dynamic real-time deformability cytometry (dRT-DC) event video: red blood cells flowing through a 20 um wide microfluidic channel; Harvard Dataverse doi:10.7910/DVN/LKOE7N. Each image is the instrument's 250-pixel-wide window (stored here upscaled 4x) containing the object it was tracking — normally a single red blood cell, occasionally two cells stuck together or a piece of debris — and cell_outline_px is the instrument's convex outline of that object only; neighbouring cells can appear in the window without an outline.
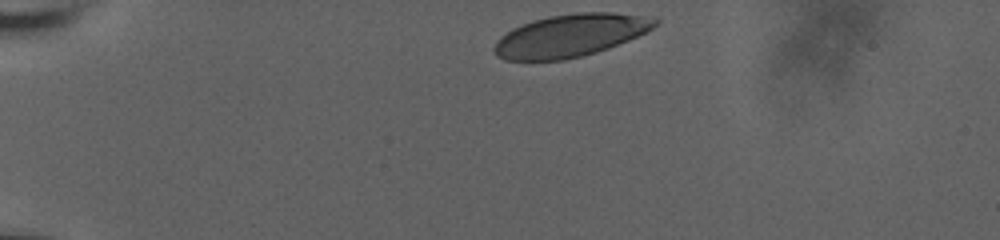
{"species": "human", "species_latin": "Homo sapiens", "temperature_condition": "room temperature", "stored_images_in_passage": 6, "camera_frame_rate_fps": 3000, "um_per_image_px": 0.085, "donor": {"sex": "male"}, "frame": {"image": 1, "passage_image": 1, "time_ms": 0.0, "image_size_px": [1000, 240], "cell_outline_px": [[660, 20], [652, 28], [628, 40], [608, 48], [596, 52], [564, 60], [504, 60], [496, 56], [492, 48], [496, 40], [500, 36], [512, 28], [532, 20], [548, 16], [576, 12], [612, 12], [644, 16]], "centroid_in_image_um": [48.41, 3.01], "position_along_channel_um": 36.6, "area_um2": 39.82}}
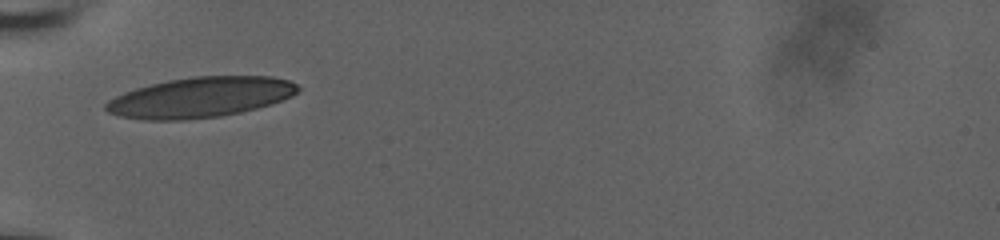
{"frame": {"image": 2, "passage_image": 5, "time_ms": 1.333, "image_size_px": [1000, 240], "cell_outline_px": [[300, 88], [292, 96], [256, 108], [240, 112], [220, 116], [180, 120], [148, 120], [120, 116], [108, 112], [104, 108], [104, 104], [108, 100], [124, 92], [136, 88], [168, 80], [192, 76], [272, 76], [288, 80], [296, 84]], "centroid_in_image_um": [17.0, 8.26], "position_along_channel_um": 68.0, "area_um2": 44.85}}